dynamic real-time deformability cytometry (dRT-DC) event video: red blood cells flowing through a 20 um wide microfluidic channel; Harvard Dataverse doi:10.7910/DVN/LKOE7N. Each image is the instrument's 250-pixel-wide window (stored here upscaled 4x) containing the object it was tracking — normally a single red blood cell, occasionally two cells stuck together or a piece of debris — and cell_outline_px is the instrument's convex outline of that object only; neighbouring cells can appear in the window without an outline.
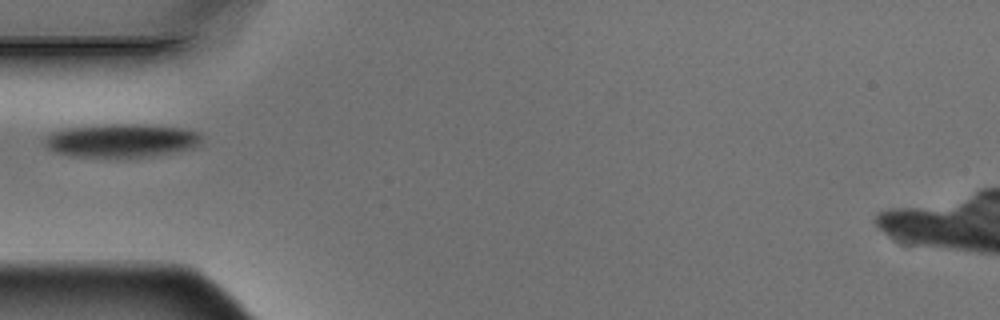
{"species": "Egyptian fruit bat (a non-hibernating species)", "species_latin": "Rousettus aegyptiacus", "temperature_condition": "warm", "stored_images_in_passage": 1, "camera_frame_rate_fps": 3000, "um_per_image_px": 0.085, "animal": {"sex": "male"}, "frame": {"image": 1, "passage_image": 1, "time_ms": 0.0, "image_size_px": [1000, 320], "cell_outline_px": [[204, 136], [200, 144], [192, 148], [152, 156], [72, 156], [56, 152], [48, 148], [44, 144], [44, 136], [52, 132], [64, 128], [108, 124], [144, 124], [180, 128], [196, 132]], "centroid_in_image_um": [10.31, 11.92], "position_along_channel_um": 74.7, "area_um2": 30.4}}